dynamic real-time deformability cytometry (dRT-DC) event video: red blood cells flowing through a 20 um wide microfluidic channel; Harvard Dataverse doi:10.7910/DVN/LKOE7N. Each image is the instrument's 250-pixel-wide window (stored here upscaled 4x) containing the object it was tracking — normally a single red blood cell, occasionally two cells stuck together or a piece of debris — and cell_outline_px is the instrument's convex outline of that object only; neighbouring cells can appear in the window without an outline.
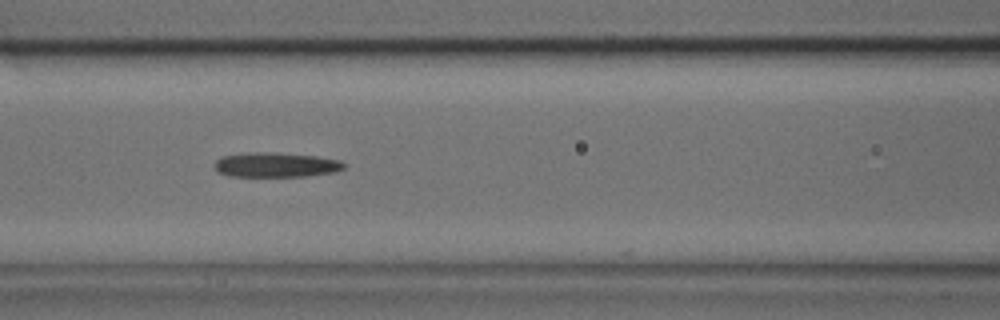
{"species": "common noctule bat (a hibernating species)", "species_latin": "Nyctalus noctula", "temperature_condition": "cold", "stored_images_in_passage": 38, "camera_frame_rate_fps": 3000, "um_per_image_px": 0.085, "animal": {"sex": "male", "body_mass_g": 17.9, "forearm_length_mm": 54.2}, "frame": {"image": 1, "passage_image": 13, "time_ms": 4.0, "image_size_px": [1000, 320], "cell_outline_px": [[348, 164], [344, 168], [336, 172], [308, 176], [228, 176], [216, 172], [216, 160], [220, 156], [244, 152], [276, 152], [316, 156], [340, 160]], "centroid_in_image_um": [23.46, 14.0], "position_along_channel_um": 143.1, "area_um2": 18.96}}
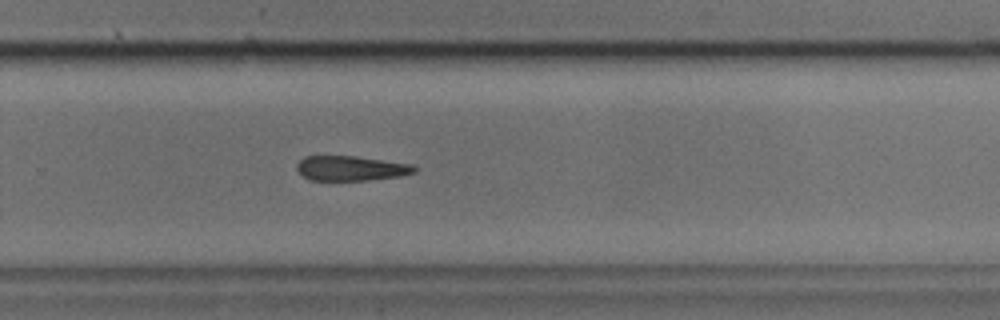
{"frame": {"image": 2, "passage_image": 23, "time_ms": 7.333, "image_size_px": [1000, 320], "cell_outline_px": [[416, 172], [400, 176], [368, 180], [312, 180], [304, 176], [296, 168], [296, 164], [304, 156], [356, 156], [412, 164], [416, 168]], "centroid_in_image_um": [29.84, 14.3], "position_along_channel_um": 300.0, "area_um2": 16.94}}